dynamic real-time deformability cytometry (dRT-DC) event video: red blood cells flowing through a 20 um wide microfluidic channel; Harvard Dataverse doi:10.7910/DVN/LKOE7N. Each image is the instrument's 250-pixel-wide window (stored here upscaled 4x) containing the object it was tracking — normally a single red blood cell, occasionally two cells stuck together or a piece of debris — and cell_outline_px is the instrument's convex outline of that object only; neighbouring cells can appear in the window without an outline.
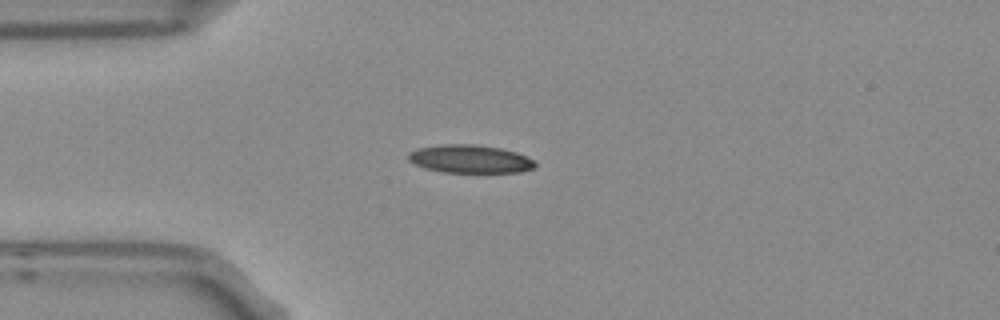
{"species": "Egyptian fruit bat (a non-hibernating species)", "species_latin": "Rousettus aegyptiacus", "temperature_condition": "room temperature", "stored_images_in_passage": 6, "camera_frame_rate_fps": 3000, "um_per_image_px": 0.085, "frame": {"image": 1, "passage_image": 3, "time_ms": 0.667, "image_size_px": [1000, 320], "cell_outline_px": [[536, 168], [520, 172], [444, 172], [428, 168], [416, 164], [408, 160], [408, 152], [416, 148], [440, 144], [476, 144], [500, 148], [516, 152], [532, 160], [536, 164]], "centroid_in_image_um": [39.94, 13.5], "position_along_channel_um": 45.1, "area_um2": 20.69}}
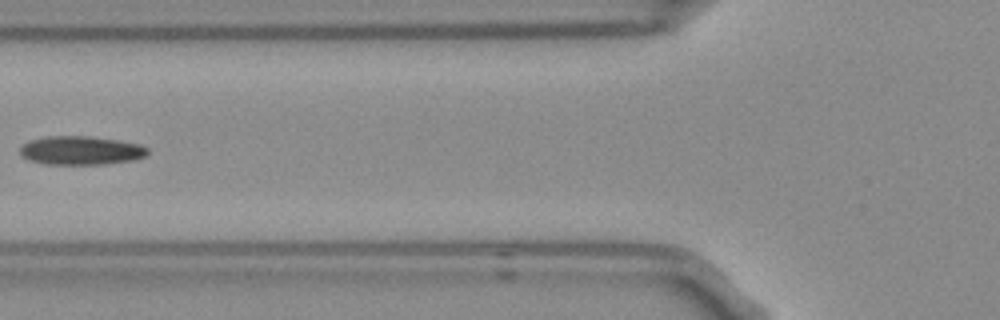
{"frame": {"image": 2, "passage_image": 5, "time_ms": 1.333, "image_size_px": [1000, 320], "cell_outline_px": [[148, 152], [144, 156], [132, 160], [104, 164], [44, 164], [28, 160], [20, 156], [20, 148], [28, 140], [44, 136], [88, 136], [116, 140], [140, 144], [148, 148]], "centroid_in_image_um": [6.82, 12.79], "position_along_channel_um": 119.0, "area_um2": 21.39}}